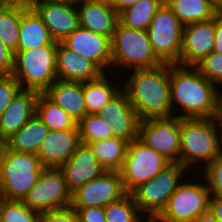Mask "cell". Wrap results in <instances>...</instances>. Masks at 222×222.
<instances>
[{
	"mask_svg": "<svg viewBox=\"0 0 222 222\" xmlns=\"http://www.w3.org/2000/svg\"><path fill=\"white\" fill-rule=\"evenodd\" d=\"M214 7L219 11L222 12V0H209Z\"/></svg>",
	"mask_w": 222,
	"mask_h": 222,
	"instance_id": "obj_47",
	"label": "cell"
},
{
	"mask_svg": "<svg viewBox=\"0 0 222 222\" xmlns=\"http://www.w3.org/2000/svg\"><path fill=\"white\" fill-rule=\"evenodd\" d=\"M217 119H218L220 129H221V133H222V91L220 92V97H219V106H218Z\"/></svg>",
	"mask_w": 222,
	"mask_h": 222,
	"instance_id": "obj_45",
	"label": "cell"
},
{
	"mask_svg": "<svg viewBox=\"0 0 222 222\" xmlns=\"http://www.w3.org/2000/svg\"><path fill=\"white\" fill-rule=\"evenodd\" d=\"M164 0H140L119 13V22L128 28L147 30Z\"/></svg>",
	"mask_w": 222,
	"mask_h": 222,
	"instance_id": "obj_31",
	"label": "cell"
},
{
	"mask_svg": "<svg viewBox=\"0 0 222 222\" xmlns=\"http://www.w3.org/2000/svg\"><path fill=\"white\" fill-rule=\"evenodd\" d=\"M20 90V84L13 75L0 76V116Z\"/></svg>",
	"mask_w": 222,
	"mask_h": 222,
	"instance_id": "obj_37",
	"label": "cell"
},
{
	"mask_svg": "<svg viewBox=\"0 0 222 222\" xmlns=\"http://www.w3.org/2000/svg\"><path fill=\"white\" fill-rule=\"evenodd\" d=\"M184 26L164 2L147 29L154 53L163 63L176 64L182 49Z\"/></svg>",
	"mask_w": 222,
	"mask_h": 222,
	"instance_id": "obj_10",
	"label": "cell"
},
{
	"mask_svg": "<svg viewBox=\"0 0 222 222\" xmlns=\"http://www.w3.org/2000/svg\"><path fill=\"white\" fill-rule=\"evenodd\" d=\"M57 46H41L14 54L13 76L21 89L44 93L57 80Z\"/></svg>",
	"mask_w": 222,
	"mask_h": 222,
	"instance_id": "obj_5",
	"label": "cell"
},
{
	"mask_svg": "<svg viewBox=\"0 0 222 222\" xmlns=\"http://www.w3.org/2000/svg\"><path fill=\"white\" fill-rule=\"evenodd\" d=\"M126 194L120 172L107 170L72 193L70 206L72 208H105Z\"/></svg>",
	"mask_w": 222,
	"mask_h": 222,
	"instance_id": "obj_13",
	"label": "cell"
},
{
	"mask_svg": "<svg viewBox=\"0 0 222 222\" xmlns=\"http://www.w3.org/2000/svg\"><path fill=\"white\" fill-rule=\"evenodd\" d=\"M205 177L202 181H206V184L210 191V198L222 199V150L219 155L206 167L202 168Z\"/></svg>",
	"mask_w": 222,
	"mask_h": 222,
	"instance_id": "obj_36",
	"label": "cell"
},
{
	"mask_svg": "<svg viewBox=\"0 0 222 222\" xmlns=\"http://www.w3.org/2000/svg\"><path fill=\"white\" fill-rule=\"evenodd\" d=\"M128 143L125 139L111 137L88 145L105 169L119 171L126 156Z\"/></svg>",
	"mask_w": 222,
	"mask_h": 222,
	"instance_id": "obj_28",
	"label": "cell"
},
{
	"mask_svg": "<svg viewBox=\"0 0 222 222\" xmlns=\"http://www.w3.org/2000/svg\"><path fill=\"white\" fill-rule=\"evenodd\" d=\"M185 181L179 184L154 222H193L209 210L211 195L206 182Z\"/></svg>",
	"mask_w": 222,
	"mask_h": 222,
	"instance_id": "obj_9",
	"label": "cell"
},
{
	"mask_svg": "<svg viewBox=\"0 0 222 222\" xmlns=\"http://www.w3.org/2000/svg\"><path fill=\"white\" fill-rule=\"evenodd\" d=\"M220 88L207 80L194 66L170 64L172 112L179 118H215L218 115ZM176 104V106H175ZM174 107V109H173ZM179 108V109H178Z\"/></svg>",
	"mask_w": 222,
	"mask_h": 222,
	"instance_id": "obj_1",
	"label": "cell"
},
{
	"mask_svg": "<svg viewBox=\"0 0 222 222\" xmlns=\"http://www.w3.org/2000/svg\"><path fill=\"white\" fill-rule=\"evenodd\" d=\"M161 64L163 62L154 53L147 30L131 29L118 22L111 39V67L116 70L127 67L129 72L130 69L154 68Z\"/></svg>",
	"mask_w": 222,
	"mask_h": 222,
	"instance_id": "obj_6",
	"label": "cell"
},
{
	"mask_svg": "<svg viewBox=\"0 0 222 222\" xmlns=\"http://www.w3.org/2000/svg\"><path fill=\"white\" fill-rule=\"evenodd\" d=\"M38 92L21 89L0 116V144L20 130L35 114Z\"/></svg>",
	"mask_w": 222,
	"mask_h": 222,
	"instance_id": "obj_20",
	"label": "cell"
},
{
	"mask_svg": "<svg viewBox=\"0 0 222 222\" xmlns=\"http://www.w3.org/2000/svg\"><path fill=\"white\" fill-rule=\"evenodd\" d=\"M77 10L80 27L112 39L119 22V13L105 0L79 4Z\"/></svg>",
	"mask_w": 222,
	"mask_h": 222,
	"instance_id": "obj_22",
	"label": "cell"
},
{
	"mask_svg": "<svg viewBox=\"0 0 222 222\" xmlns=\"http://www.w3.org/2000/svg\"><path fill=\"white\" fill-rule=\"evenodd\" d=\"M193 222H219L214 215L208 210L199 215Z\"/></svg>",
	"mask_w": 222,
	"mask_h": 222,
	"instance_id": "obj_44",
	"label": "cell"
},
{
	"mask_svg": "<svg viewBox=\"0 0 222 222\" xmlns=\"http://www.w3.org/2000/svg\"><path fill=\"white\" fill-rule=\"evenodd\" d=\"M13 2L12 0H0V4H6V3H10Z\"/></svg>",
	"mask_w": 222,
	"mask_h": 222,
	"instance_id": "obj_49",
	"label": "cell"
},
{
	"mask_svg": "<svg viewBox=\"0 0 222 222\" xmlns=\"http://www.w3.org/2000/svg\"><path fill=\"white\" fill-rule=\"evenodd\" d=\"M80 143L79 129L50 130L36 155L44 168H59Z\"/></svg>",
	"mask_w": 222,
	"mask_h": 222,
	"instance_id": "obj_19",
	"label": "cell"
},
{
	"mask_svg": "<svg viewBox=\"0 0 222 222\" xmlns=\"http://www.w3.org/2000/svg\"><path fill=\"white\" fill-rule=\"evenodd\" d=\"M47 45H58L49 33L42 18L28 4L22 2V16L20 21L17 51L30 50Z\"/></svg>",
	"mask_w": 222,
	"mask_h": 222,
	"instance_id": "obj_24",
	"label": "cell"
},
{
	"mask_svg": "<svg viewBox=\"0 0 222 222\" xmlns=\"http://www.w3.org/2000/svg\"><path fill=\"white\" fill-rule=\"evenodd\" d=\"M80 140L89 144L114 137L112 131L97 114H87L79 123Z\"/></svg>",
	"mask_w": 222,
	"mask_h": 222,
	"instance_id": "obj_34",
	"label": "cell"
},
{
	"mask_svg": "<svg viewBox=\"0 0 222 222\" xmlns=\"http://www.w3.org/2000/svg\"><path fill=\"white\" fill-rule=\"evenodd\" d=\"M61 1H64V2H66L68 4H72V5L78 6L79 3L83 4V3L90 2V1H95V0H61Z\"/></svg>",
	"mask_w": 222,
	"mask_h": 222,
	"instance_id": "obj_46",
	"label": "cell"
},
{
	"mask_svg": "<svg viewBox=\"0 0 222 222\" xmlns=\"http://www.w3.org/2000/svg\"><path fill=\"white\" fill-rule=\"evenodd\" d=\"M40 222H79L76 211L70 206L40 214Z\"/></svg>",
	"mask_w": 222,
	"mask_h": 222,
	"instance_id": "obj_38",
	"label": "cell"
},
{
	"mask_svg": "<svg viewBox=\"0 0 222 222\" xmlns=\"http://www.w3.org/2000/svg\"><path fill=\"white\" fill-rule=\"evenodd\" d=\"M29 5L42 18L56 42H62L79 26L76 5L61 0H33Z\"/></svg>",
	"mask_w": 222,
	"mask_h": 222,
	"instance_id": "obj_15",
	"label": "cell"
},
{
	"mask_svg": "<svg viewBox=\"0 0 222 222\" xmlns=\"http://www.w3.org/2000/svg\"><path fill=\"white\" fill-rule=\"evenodd\" d=\"M219 128L217 117L180 118L179 163L188 170L202 161L203 168L210 164L222 150Z\"/></svg>",
	"mask_w": 222,
	"mask_h": 222,
	"instance_id": "obj_3",
	"label": "cell"
},
{
	"mask_svg": "<svg viewBox=\"0 0 222 222\" xmlns=\"http://www.w3.org/2000/svg\"><path fill=\"white\" fill-rule=\"evenodd\" d=\"M207 80L221 89L222 85V55L211 52L194 66Z\"/></svg>",
	"mask_w": 222,
	"mask_h": 222,
	"instance_id": "obj_35",
	"label": "cell"
},
{
	"mask_svg": "<svg viewBox=\"0 0 222 222\" xmlns=\"http://www.w3.org/2000/svg\"><path fill=\"white\" fill-rule=\"evenodd\" d=\"M215 42L213 52L222 55V12L215 17Z\"/></svg>",
	"mask_w": 222,
	"mask_h": 222,
	"instance_id": "obj_41",
	"label": "cell"
},
{
	"mask_svg": "<svg viewBox=\"0 0 222 222\" xmlns=\"http://www.w3.org/2000/svg\"><path fill=\"white\" fill-rule=\"evenodd\" d=\"M44 169L36 154L0 144V198L22 201Z\"/></svg>",
	"mask_w": 222,
	"mask_h": 222,
	"instance_id": "obj_4",
	"label": "cell"
},
{
	"mask_svg": "<svg viewBox=\"0 0 222 222\" xmlns=\"http://www.w3.org/2000/svg\"><path fill=\"white\" fill-rule=\"evenodd\" d=\"M40 214L23 201L0 198V222H40Z\"/></svg>",
	"mask_w": 222,
	"mask_h": 222,
	"instance_id": "obj_33",
	"label": "cell"
},
{
	"mask_svg": "<svg viewBox=\"0 0 222 222\" xmlns=\"http://www.w3.org/2000/svg\"><path fill=\"white\" fill-rule=\"evenodd\" d=\"M57 79L87 82L99 78L104 72L92 61L76 54L62 42L56 51Z\"/></svg>",
	"mask_w": 222,
	"mask_h": 222,
	"instance_id": "obj_21",
	"label": "cell"
},
{
	"mask_svg": "<svg viewBox=\"0 0 222 222\" xmlns=\"http://www.w3.org/2000/svg\"><path fill=\"white\" fill-rule=\"evenodd\" d=\"M183 26L208 21L220 12L209 0H164Z\"/></svg>",
	"mask_w": 222,
	"mask_h": 222,
	"instance_id": "obj_26",
	"label": "cell"
},
{
	"mask_svg": "<svg viewBox=\"0 0 222 222\" xmlns=\"http://www.w3.org/2000/svg\"><path fill=\"white\" fill-rule=\"evenodd\" d=\"M186 170L180 163H170L157 176L130 193L140 212H145L146 219H155L162 212L182 182L181 178L186 175Z\"/></svg>",
	"mask_w": 222,
	"mask_h": 222,
	"instance_id": "obj_7",
	"label": "cell"
},
{
	"mask_svg": "<svg viewBox=\"0 0 222 222\" xmlns=\"http://www.w3.org/2000/svg\"><path fill=\"white\" fill-rule=\"evenodd\" d=\"M130 72V76L126 77L129 79L122 89L136 109L140 120L175 117L177 113H172L171 107L170 63Z\"/></svg>",
	"mask_w": 222,
	"mask_h": 222,
	"instance_id": "obj_2",
	"label": "cell"
},
{
	"mask_svg": "<svg viewBox=\"0 0 222 222\" xmlns=\"http://www.w3.org/2000/svg\"><path fill=\"white\" fill-rule=\"evenodd\" d=\"M14 53L0 41V76L13 75Z\"/></svg>",
	"mask_w": 222,
	"mask_h": 222,
	"instance_id": "obj_40",
	"label": "cell"
},
{
	"mask_svg": "<svg viewBox=\"0 0 222 222\" xmlns=\"http://www.w3.org/2000/svg\"><path fill=\"white\" fill-rule=\"evenodd\" d=\"M37 212L57 210L71 205V193L59 168H45L22 200Z\"/></svg>",
	"mask_w": 222,
	"mask_h": 222,
	"instance_id": "obj_11",
	"label": "cell"
},
{
	"mask_svg": "<svg viewBox=\"0 0 222 222\" xmlns=\"http://www.w3.org/2000/svg\"><path fill=\"white\" fill-rule=\"evenodd\" d=\"M14 2H25V3H28L30 4L33 0H12Z\"/></svg>",
	"mask_w": 222,
	"mask_h": 222,
	"instance_id": "obj_48",
	"label": "cell"
},
{
	"mask_svg": "<svg viewBox=\"0 0 222 222\" xmlns=\"http://www.w3.org/2000/svg\"><path fill=\"white\" fill-rule=\"evenodd\" d=\"M106 222H141L146 219L131 194L127 193L120 200L104 208ZM140 216H139V215Z\"/></svg>",
	"mask_w": 222,
	"mask_h": 222,
	"instance_id": "obj_32",
	"label": "cell"
},
{
	"mask_svg": "<svg viewBox=\"0 0 222 222\" xmlns=\"http://www.w3.org/2000/svg\"><path fill=\"white\" fill-rule=\"evenodd\" d=\"M44 94L76 122L86 116L83 82L57 79Z\"/></svg>",
	"mask_w": 222,
	"mask_h": 222,
	"instance_id": "obj_23",
	"label": "cell"
},
{
	"mask_svg": "<svg viewBox=\"0 0 222 222\" xmlns=\"http://www.w3.org/2000/svg\"><path fill=\"white\" fill-rule=\"evenodd\" d=\"M79 218V222H106L104 208H73Z\"/></svg>",
	"mask_w": 222,
	"mask_h": 222,
	"instance_id": "obj_39",
	"label": "cell"
},
{
	"mask_svg": "<svg viewBox=\"0 0 222 222\" xmlns=\"http://www.w3.org/2000/svg\"><path fill=\"white\" fill-rule=\"evenodd\" d=\"M139 139L170 163H179L180 118H151L139 125Z\"/></svg>",
	"mask_w": 222,
	"mask_h": 222,
	"instance_id": "obj_12",
	"label": "cell"
},
{
	"mask_svg": "<svg viewBox=\"0 0 222 222\" xmlns=\"http://www.w3.org/2000/svg\"><path fill=\"white\" fill-rule=\"evenodd\" d=\"M62 43L95 63L104 73L111 69V40L108 37L78 26Z\"/></svg>",
	"mask_w": 222,
	"mask_h": 222,
	"instance_id": "obj_17",
	"label": "cell"
},
{
	"mask_svg": "<svg viewBox=\"0 0 222 222\" xmlns=\"http://www.w3.org/2000/svg\"><path fill=\"white\" fill-rule=\"evenodd\" d=\"M170 162L139 138L128 143L126 156L119 170L126 193L157 176Z\"/></svg>",
	"mask_w": 222,
	"mask_h": 222,
	"instance_id": "obj_8",
	"label": "cell"
},
{
	"mask_svg": "<svg viewBox=\"0 0 222 222\" xmlns=\"http://www.w3.org/2000/svg\"><path fill=\"white\" fill-rule=\"evenodd\" d=\"M97 115L105 121L114 137L125 139L128 142L139 138L141 120L122 88L100 108Z\"/></svg>",
	"mask_w": 222,
	"mask_h": 222,
	"instance_id": "obj_14",
	"label": "cell"
},
{
	"mask_svg": "<svg viewBox=\"0 0 222 222\" xmlns=\"http://www.w3.org/2000/svg\"><path fill=\"white\" fill-rule=\"evenodd\" d=\"M115 11L120 13L122 10L138 3L140 0H105Z\"/></svg>",
	"mask_w": 222,
	"mask_h": 222,
	"instance_id": "obj_43",
	"label": "cell"
},
{
	"mask_svg": "<svg viewBox=\"0 0 222 222\" xmlns=\"http://www.w3.org/2000/svg\"><path fill=\"white\" fill-rule=\"evenodd\" d=\"M22 2L0 4V41L14 54L17 52Z\"/></svg>",
	"mask_w": 222,
	"mask_h": 222,
	"instance_id": "obj_29",
	"label": "cell"
},
{
	"mask_svg": "<svg viewBox=\"0 0 222 222\" xmlns=\"http://www.w3.org/2000/svg\"><path fill=\"white\" fill-rule=\"evenodd\" d=\"M215 18L184 26L182 49L176 63L181 66H195L213 51L215 42Z\"/></svg>",
	"mask_w": 222,
	"mask_h": 222,
	"instance_id": "obj_16",
	"label": "cell"
},
{
	"mask_svg": "<svg viewBox=\"0 0 222 222\" xmlns=\"http://www.w3.org/2000/svg\"><path fill=\"white\" fill-rule=\"evenodd\" d=\"M50 129L36 114L17 132L7 138L3 144L11 150L37 154Z\"/></svg>",
	"mask_w": 222,
	"mask_h": 222,
	"instance_id": "obj_25",
	"label": "cell"
},
{
	"mask_svg": "<svg viewBox=\"0 0 222 222\" xmlns=\"http://www.w3.org/2000/svg\"><path fill=\"white\" fill-rule=\"evenodd\" d=\"M59 169L64 175L66 187L71 194L107 171L98 162L91 147L82 142Z\"/></svg>",
	"mask_w": 222,
	"mask_h": 222,
	"instance_id": "obj_18",
	"label": "cell"
},
{
	"mask_svg": "<svg viewBox=\"0 0 222 222\" xmlns=\"http://www.w3.org/2000/svg\"><path fill=\"white\" fill-rule=\"evenodd\" d=\"M107 75L106 72L97 79L83 82L86 115L97 114L100 108L108 103L121 90L120 86L117 85L116 87Z\"/></svg>",
	"mask_w": 222,
	"mask_h": 222,
	"instance_id": "obj_27",
	"label": "cell"
},
{
	"mask_svg": "<svg viewBox=\"0 0 222 222\" xmlns=\"http://www.w3.org/2000/svg\"><path fill=\"white\" fill-rule=\"evenodd\" d=\"M145 222H154V219H146Z\"/></svg>",
	"mask_w": 222,
	"mask_h": 222,
	"instance_id": "obj_50",
	"label": "cell"
},
{
	"mask_svg": "<svg viewBox=\"0 0 222 222\" xmlns=\"http://www.w3.org/2000/svg\"><path fill=\"white\" fill-rule=\"evenodd\" d=\"M36 116L50 130L79 129L76 122L61 107L52 102L44 93H39L36 102Z\"/></svg>",
	"mask_w": 222,
	"mask_h": 222,
	"instance_id": "obj_30",
	"label": "cell"
},
{
	"mask_svg": "<svg viewBox=\"0 0 222 222\" xmlns=\"http://www.w3.org/2000/svg\"><path fill=\"white\" fill-rule=\"evenodd\" d=\"M209 211L214 215V217L219 222H222V199L221 198H210Z\"/></svg>",
	"mask_w": 222,
	"mask_h": 222,
	"instance_id": "obj_42",
	"label": "cell"
}]
</instances>
